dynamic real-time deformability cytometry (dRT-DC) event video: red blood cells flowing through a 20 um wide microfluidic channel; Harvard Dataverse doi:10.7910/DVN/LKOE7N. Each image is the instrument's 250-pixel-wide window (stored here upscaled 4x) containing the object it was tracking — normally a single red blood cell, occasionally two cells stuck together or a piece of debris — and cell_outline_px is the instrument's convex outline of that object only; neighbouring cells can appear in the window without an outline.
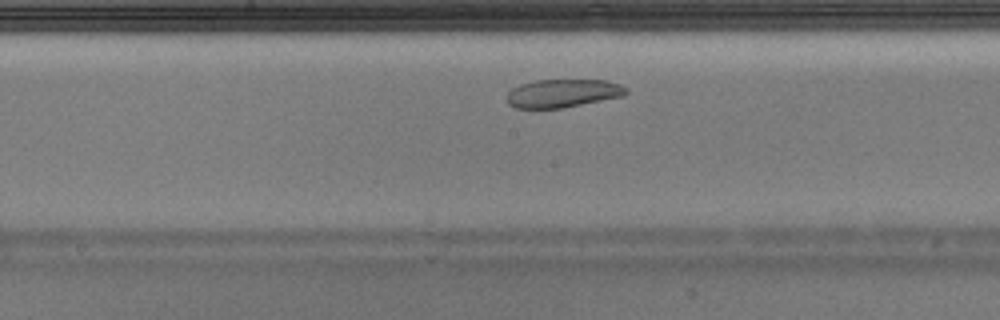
{"species": "Egyptian fruit bat (a non-hibernating species)", "species_latin": "Rousettus aegyptiacus", "temperature_condition": "warm", "stored_images_in_passage": 24, "camera_frame_rate_fps": 3000, "um_per_image_px": 0.085, "animal": {"sex": "male"}, "frame": {"image": 1, "passage_image": 11, "time_ms": 3.333, "image_size_px": [1000, 320], "cell_outline_px": [[628, 92], [624, 96], [560, 108], [516, 108], [508, 104], [508, 92], [512, 88], [520, 84], [536, 80], [604, 80], [620, 84], [628, 88]], "centroid_in_image_um": [47.85, 7.92], "position_along_channel_um": 200.3, "area_um2": 19.54}}